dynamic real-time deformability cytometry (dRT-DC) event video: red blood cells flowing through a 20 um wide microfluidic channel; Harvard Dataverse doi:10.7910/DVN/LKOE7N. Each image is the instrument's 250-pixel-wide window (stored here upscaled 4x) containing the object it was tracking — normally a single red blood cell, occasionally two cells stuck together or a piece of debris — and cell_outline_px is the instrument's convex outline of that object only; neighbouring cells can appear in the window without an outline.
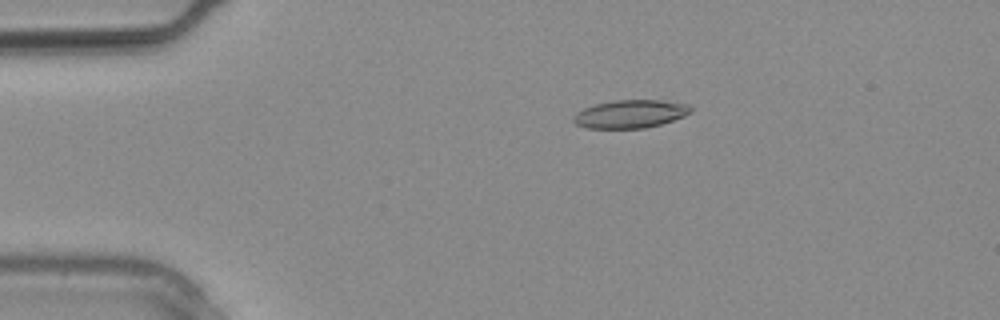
{"species": "common noctule bat (a hibernating species)", "species_latin": "Nyctalus noctula", "temperature_condition": "warm", "stored_images_in_passage": 2, "camera_frame_rate_fps": 3000, "um_per_image_px": 0.085, "animal": {"sex": "male", "body_mass_g": 20.4}, "frame": {"image": 1, "passage_image": 1, "time_ms": 0.0, "image_size_px": [1000, 320], "cell_outline_px": [[692, 112], [684, 116], [660, 124], [644, 128], [588, 128], [576, 124], [572, 120], [572, 116], [576, 112], [584, 108], [596, 104], [616, 100], [660, 100], [688, 104], [692, 108]], "centroid_in_image_um": [53.57, 9.68], "position_along_channel_um": 31.4, "area_um2": 19.13}}